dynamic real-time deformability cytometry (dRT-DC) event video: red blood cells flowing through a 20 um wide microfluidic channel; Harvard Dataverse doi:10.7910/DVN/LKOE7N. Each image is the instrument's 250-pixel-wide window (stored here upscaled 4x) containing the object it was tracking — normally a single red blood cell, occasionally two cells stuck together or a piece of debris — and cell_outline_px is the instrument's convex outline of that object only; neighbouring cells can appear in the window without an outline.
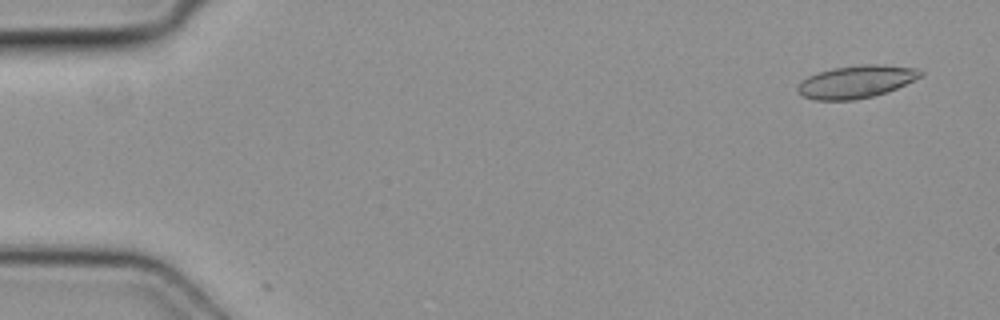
{"species": "common noctule bat (a hibernating species)", "species_latin": "Nyctalus noctula", "temperature_condition": "cold", "stored_images_in_passage": 6, "camera_frame_rate_fps": 3000, "um_per_image_px": 0.085, "animal": {"sex": "female", "body_mass_g": 19.3, "forearm_length_mm": 54.1}, "frame": {"image": 1, "passage_image": 1, "time_ms": 0.0, "image_size_px": [1000, 320], "cell_outline_px": [[924, 76], [896, 88], [872, 96], [856, 100], [816, 100], [804, 96], [796, 88], [800, 80], [808, 76], [820, 72], [836, 68], [860, 64], [876, 64], [920, 68], [924, 72]], "centroid_in_image_um": [72.82, 6.93], "position_along_channel_um": 12.2, "area_um2": 23.29}}
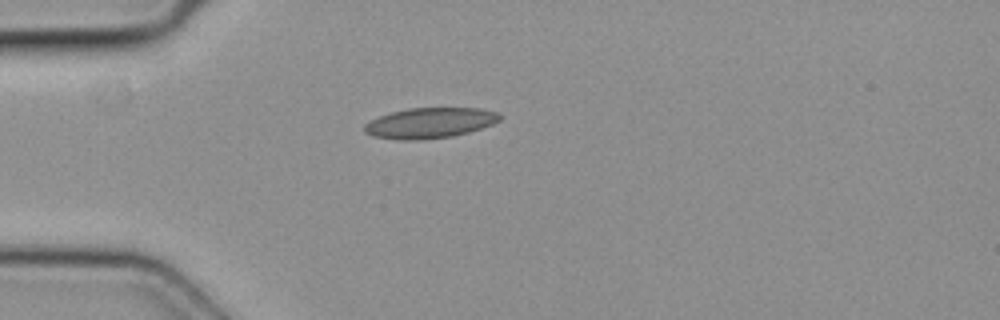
{"frame": {"image": 2, "passage_image": 4, "time_ms": 1.0, "image_size_px": [1000, 320], "cell_outline_px": [[500, 120], [492, 124], [468, 132], [452, 136], [424, 140], [400, 140], [372, 136], [364, 132], [364, 124], [380, 116], [392, 112], [408, 108], [484, 108], [500, 112]], "centroid_in_image_um": [36.55, 10.45], "position_along_channel_um": 48.5, "area_um2": 24.1}}
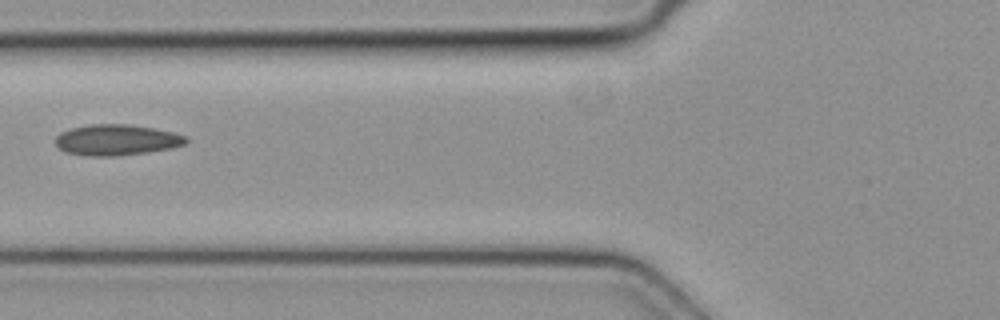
{"frame": {"image": 3, "passage_image": 6, "time_ms": 1.667, "image_size_px": [1000, 320], "cell_outline_px": [[188, 140], [184, 144], [172, 148], [148, 152], [116, 156], [88, 156], [68, 152], [60, 148], [56, 144], [56, 136], [60, 132], [72, 128], [88, 124], [128, 124], [152, 128], [172, 132], [188, 136]], "centroid_in_image_um": [9.92, 11.89], "position_along_channel_um": 115.9, "area_um2": 23.41}}